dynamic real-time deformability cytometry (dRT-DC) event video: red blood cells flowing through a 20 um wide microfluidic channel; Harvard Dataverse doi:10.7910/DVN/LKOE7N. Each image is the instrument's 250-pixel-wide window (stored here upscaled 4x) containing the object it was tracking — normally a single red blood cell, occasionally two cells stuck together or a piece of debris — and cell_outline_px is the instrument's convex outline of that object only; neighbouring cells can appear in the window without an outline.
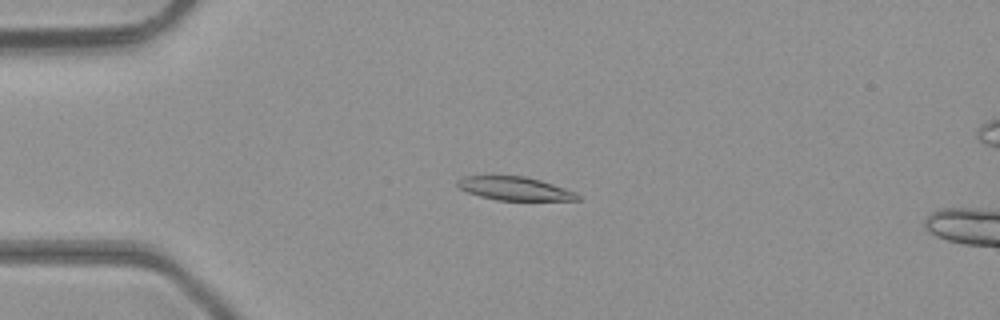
{"species": "common noctule bat (a hibernating species)", "species_latin": "Nyctalus noctula", "temperature_condition": "room temperature", "stored_images_in_passage": 4, "camera_frame_rate_fps": 3000, "um_per_image_px": 0.085, "animal": {"sex": "male", "body_mass_g": 23.1, "forearm_length_mm": 52.7}, "frame": {"image": 1, "passage_image": 3, "time_ms": 0.667, "image_size_px": [1000, 320], "cell_outline_px": [[580, 200], [496, 200], [480, 196], [468, 192], [460, 188], [456, 184], [456, 180], [464, 176], [524, 176], [540, 180], [576, 192], [580, 196]], "centroid_in_image_um": [43.74, 16.03], "position_along_channel_um": 41.3, "area_um2": 16.3}}